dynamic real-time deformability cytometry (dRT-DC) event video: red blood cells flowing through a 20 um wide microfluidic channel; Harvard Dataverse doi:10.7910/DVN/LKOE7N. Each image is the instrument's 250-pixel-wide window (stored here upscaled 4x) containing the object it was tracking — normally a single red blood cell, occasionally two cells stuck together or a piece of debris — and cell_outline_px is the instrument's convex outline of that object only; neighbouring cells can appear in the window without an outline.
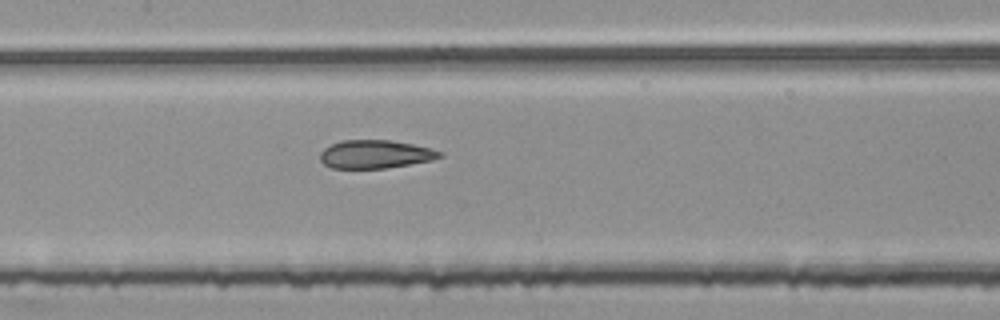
{"species": "common noctule bat (a hibernating species)", "species_latin": "Nyctalus noctula", "temperature_condition": "room temperature", "stored_images_in_passage": 54, "camera_frame_rate_fps": 3000, "um_per_image_px": 0.085, "animal": {"sex": "female", "body_mass_g": 25.1}, "frame": {"image": 1, "passage_image": 26, "time_ms": 8.333, "image_size_px": [1000, 320], "cell_outline_px": [[444, 156], [432, 160], [384, 168], [332, 168], [324, 164], [320, 160], [320, 152], [324, 148], [340, 140], [388, 140], [412, 144], [432, 148], [444, 152]], "centroid_in_image_um": [31.91, 13.1], "position_along_channel_um": 175.5, "area_um2": 19.71}}
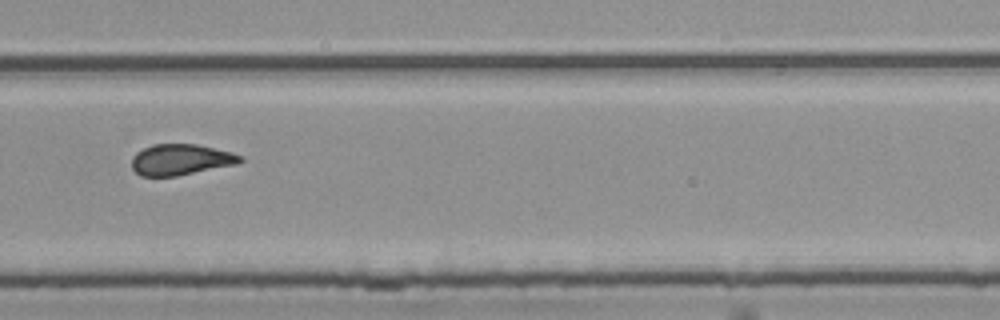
{"frame": {"image": 2, "passage_image": 37, "time_ms": 12.0, "image_size_px": [1000, 320], "cell_outline_px": [[244, 160], [236, 164], [176, 176], [140, 176], [132, 168], [132, 156], [136, 152], [152, 144], [196, 144], [232, 152], [240, 156]], "centroid_in_image_um": [15.33, 13.56], "position_along_channel_um": 314.5, "area_um2": 19.48}}
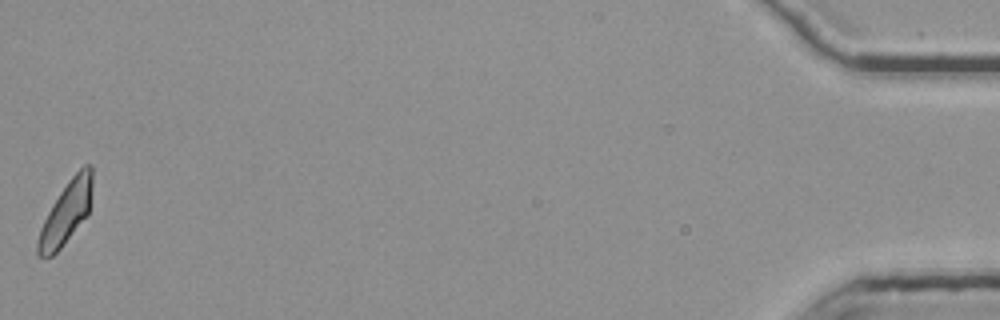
{"frame": {"image": 3, "passage_image": 54, "time_ms": 17.667, "image_size_px": [1000, 320], "cell_outline_px": [[92, 188], [88, 216], [60, 248], [52, 256], [40, 256], [36, 252], [36, 240], [40, 228], [52, 204], [68, 180], [84, 164], [92, 164]], "centroid_in_image_um": [5.62, 18.07], "position_along_channel_um": 429.6, "area_um2": 19.83}, "authors_computed_cell_mechanics": {"area_um2": 20.4034, "velocity_mm_per_s": 3.8094, "shape_relaxation_time_tau1_ms": null, "shape_relaxation_time_tau2_ms": 1.5592, "deformation_change_tau1": null, "deformation_change_tau2": 0.1055}}